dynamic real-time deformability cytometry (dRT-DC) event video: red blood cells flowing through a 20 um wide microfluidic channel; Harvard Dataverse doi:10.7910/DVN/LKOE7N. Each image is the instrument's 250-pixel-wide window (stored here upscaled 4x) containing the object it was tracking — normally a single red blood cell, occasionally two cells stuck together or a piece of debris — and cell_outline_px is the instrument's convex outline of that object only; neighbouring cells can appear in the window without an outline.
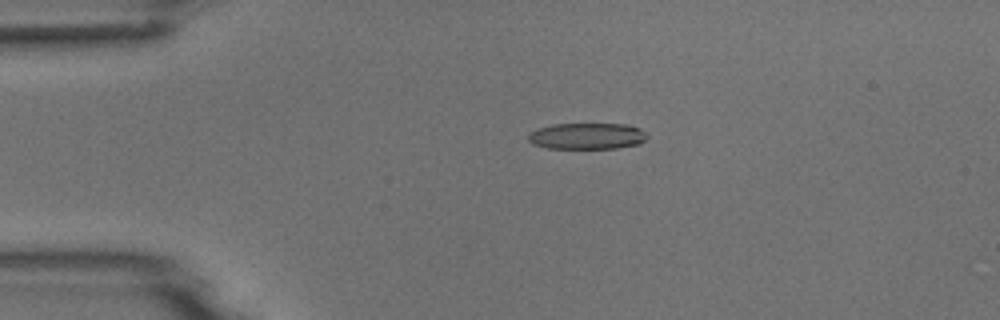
{"species": "common noctule bat (a hibernating species)", "species_latin": "Nyctalus noctula", "temperature_condition": "room temperature", "stored_images_in_passage": 6, "camera_frame_rate_fps": 3000, "um_per_image_px": 0.085, "animal": {"sex": "male", "body_mass_g": 18.8}, "frame": {"image": 1, "passage_image": 4, "time_ms": 3.667, "image_size_px": [1000, 320], "cell_outline_px": [[648, 136], [640, 144], [616, 148], [548, 148], [532, 144], [528, 140], [528, 132], [536, 128], [552, 124], [628, 124], [640, 128]], "centroid_in_image_um": [49.87, 11.56], "position_along_channel_um": 35.1, "area_um2": 18.38}}
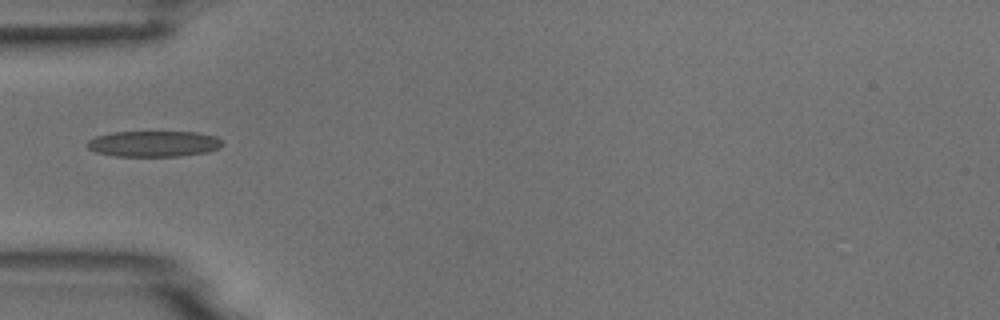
{"frame": {"image": 2, "passage_image": 6, "time_ms": 5.667, "image_size_px": [1000, 320], "cell_outline_px": [[224, 144], [220, 148], [208, 152], [180, 156], [112, 156], [96, 152], [88, 148], [84, 144], [88, 140], [96, 136], [112, 132], [196, 132], [216, 136]], "centroid_in_image_um": [13.05, 12.22], "position_along_channel_um": 71.9, "area_um2": 20.58}}